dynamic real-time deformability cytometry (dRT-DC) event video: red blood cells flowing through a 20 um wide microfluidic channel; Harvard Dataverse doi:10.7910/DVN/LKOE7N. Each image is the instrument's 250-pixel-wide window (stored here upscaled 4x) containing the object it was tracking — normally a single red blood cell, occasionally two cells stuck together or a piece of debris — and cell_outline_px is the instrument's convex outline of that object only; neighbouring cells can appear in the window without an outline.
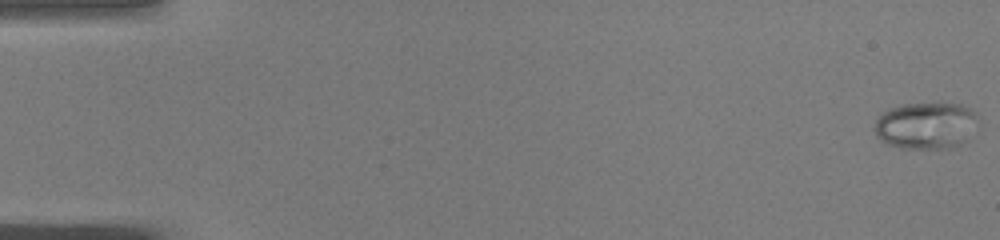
{"species": "common noctule bat (a hibernating species)", "species_latin": "Nyctalus noctula", "temperature_condition": "warm", "stored_images_in_passage": 50, "camera_frame_rate_fps": 3000, "um_per_image_px": 0.085, "animal": {"sex": "male", "body_mass_g": 19.0, "forearm_length_mm": 50.8}, "frame": {"image": 1, "passage_image": 1, "time_ms": 0.0, "image_size_px": [1000, 240], "cell_outline_px": [[980, 120], [968, 140], [952, 148], [900, 148], [888, 144], [880, 140], [876, 136], [876, 120], [884, 112], [900, 104], [936, 100], [940, 100], [960, 104], [972, 108], [976, 112]], "centroid_in_image_um": [78.79, 10.62], "position_along_channel_um": 6.2, "area_um2": 29.3}}
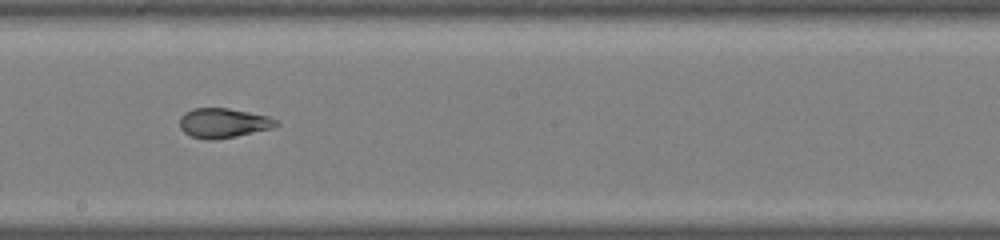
{"frame": {"image": 2, "passage_image": 29, "time_ms": 9.333, "image_size_px": [1000, 240], "cell_outline_px": [[280, 124], [272, 128], [236, 136], [216, 140], [204, 140], [192, 136], [184, 132], [180, 128], [180, 116], [184, 112], [192, 108], [228, 108], [268, 116], [280, 120]], "centroid_in_image_um": [18.98, 10.45], "position_along_channel_um": 229.2, "area_um2": 16.82}}
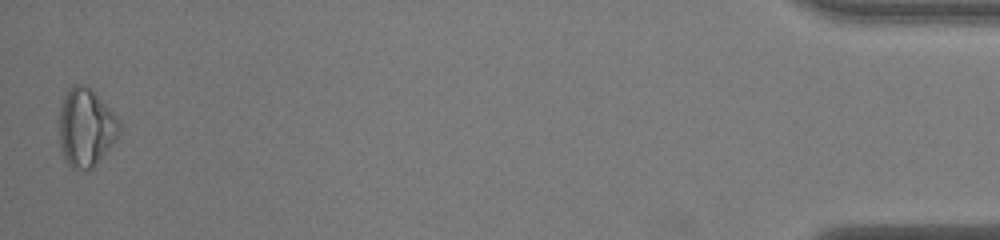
{"frame": {"image": 3, "passage_image": 50, "time_ms": 16.333, "image_size_px": [1000, 240], "cell_outline_px": [[120, 128], [112, 144], [92, 168], [72, 168], [64, 160], [60, 148], [60, 108], [68, 88], [72, 84], [84, 84], [92, 88], [96, 92], [116, 116], [120, 124]], "centroid_in_image_um": [7.28, 10.79], "position_along_channel_um": 427.9, "area_um2": 27.11}, "authors_computed_cell_mechanics": {"area_um2": 20.9814, "velocity_mm_per_s": 4.0815, "shape_relaxation_time_tau1_ms": null, "shape_relaxation_time_tau2_ms": 1.8882, "deformation_change_tau1": null, "deformation_change_tau2": 0.0678}}